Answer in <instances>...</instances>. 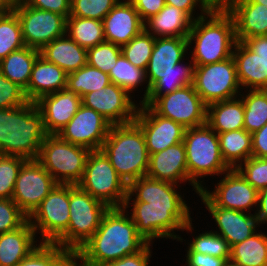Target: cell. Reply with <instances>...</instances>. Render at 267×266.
I'll return each instance as SVG.
<instances>
[{
  "instance_id": "1",
  "label": "cell",
  "mask_w": 267,
  "mask_h": 266,
  "mask_svg": "<svg viewBox=\"0 0 267 266\" xmlns=\"http://www.w3.org/2000/svg\"><path fill=\"white\" fill-rule=\"evenodd\" d=\"M176 186L178 187L177 184L148 176L138 178L128 185L123 208L133 206L130 217L137 232L149 243L155 238L164 237L181 241L183 239L175 234V230H193L190 208L177 192ZM130 200H133L132 204Z\"/></svg>"
},
{
  "instance_id": "2",
  "label": "cell",
  "mask_w": 267,
  "mask_h": 266,
  "mask_svg": "<svg viewBox=\"0 0 267 266\" xmlns=\"http://www.w3.org/2000/svg\"><path fill=\"white\" fill-rule=\"evenodd\" d=\"M125 213L123 207L109 208L92 237L75 253L76 266H100L138 253L149 243Z\"/></svg>"
},
{
  "instance_id": "3",
  "label": "cell",
  "mask_w": 267,
  "mask_h": 266,
  "mask_svg": "<svg viewBox=\"0 0 267 266\" xmlns=\"http://www.w3.org/2000/svg\"><path fill=\"white\" fill-rule=\"evenodd\" d=\"M188 38L157 37L146 68L147 86L139 104L150 105L157 97L193 83L194 63L182 64Z\"/></svg>"
},
{
  "instance_id": "4",
  "label": "cell",
  "mask_w": 267,
  "mask_h": 266,
  "mask_svg": "<svg viewBox=\"0 0 267 266\" xmlns=\"http://www.w3.org/2000/svg\"><path fill=\"white\" fill-rule=\"evenodd\" d=\"M47 135L36 103L0 108V154L35 160Z\"/></svg>"
},
{
  "instance_id": "5",
  "label": "cell",
  "mask_w": 267,
  "mask_h": 266,
  "mask_svg": "<svg viewBox=\"0 0 267 266\" xmlns=\"http://www.w3.org/2000/svg\"><path fill=\"white\" fill-rule=\"evenodd\" d=\"M192 41H195L191 52L194 66L230 58L237 42L233 16L225 8L212 7L193 22L188 35L189 49Z\"/></svg>"
},
{
  "instance_id": "6",
  "label": "cell",
  "mask_w": 267,
  "mask_h": 266,
  "mask_svg": "<svg viewBox=\"0 0 267 266\" xmlns=\"http://www.w3.org/2000/svg\"><path fill=\"white\" fill-rule=\"evenodd\" d=\"M101 150L127 185L146 176L149 153L144 134L134 121L112 125Z\"/></svg>"
},
{
  "instance_id": "7",
  "label": "cell",
  "mask_w": 267,
  "mask_h": 266,
  "mask_svg": "<svg viewBox=\"0 0 267 266\" xmlns=\"http://www.w3.org/2000/svg\"><path fill=\"white\" fill-rule=\"evenodd\" d=\"M183 142L189 183L197 194L204 187L198 178L220 176L231 169L222 158L217 133L207 124L186 129Z\"/></svg>"
},
{
  "instance_id": "8",
  "label": "cell",
  "mask_w": 267,
  "mask_h": 266,
  "mask_svg": "<svg viewBox=\"0 0 267 266\" xmlns=\"http://www.w3.org/2000/svg\"><path fill=\"white\" fill-rule=\"evenodd\" d=\"M109 207L78 185L69 184L68 229L54 242L76 253L98 229Z\"/></svg>"
},
{
  "instance_id": "9",
  "label": "cell",
  "mask_w": 267,
  "mask_h": 266,
  "mask_svg": "<svg viewBox=\"0 0 267 266\" xmlns=\"http://www.w3.org/2000/svg\"><path fill=\"white\" fill-rule=\"evenodd\" d=\"M90 150L48 134L42 143L37 161L58 184L77 185L84 174Z\"/></svg>"
},
{
  "instance_id": "10",
  "label": "cell",
  "mask_w": 267,
  "mask_h": 266,
  "mask_svg": "<svg viewBox=\"0 0 267 266\" xmlns=\"http://www.w3.org/2000/svg\"><path fill=\"white\" fill-rule=\"evenodd\" d=\"M77 185L109 208H122L128 194V185L102 150L90 151L83 177Z\"/></svg>"
},
{
  "instance_id": "11",
  "label": "cell",
  "mask_w": 267,
  "mask_h": 266,
  "mask_svg": "<svg viewBox=\"0 0 267 266\" xmlns=\"http://www.w3.org/2000/svg\"><path fill=\"white\" fill-rule=\"evenodd\" d=\"M192 85L207 106L239 96L241 87L233 56L220 62L195 66Z\"/></svg>"
},
{
  "instance_id": "12",
  "label": "cell",
  "mask_w": 267,
  "mask_h": 266,
  "mask_svg": "<svg viewBox=\"0 0 267 266\" xmlns=\"http://www.w3.org/2000/svg\"><path fill=\"white\" fill-rule=\"evenodd\" d=\"M69 219V184H57L28 217V222L35 233L40 231V242L54 243L68 229Z\"/></svg>"
},
{
  "instance_id": "13",
  "label": "cell",
  "mask_w": 267,
  "mask_h": 266,
  "mask_svg": "<svg viewBox=\"0 0 267 266\" xmlns=\"http://www.w3.org/2000/svg\"><path fill=\"white\" fill-rule=\"evenodd\" d=\"M149 107L156 114L171 119L186 129L206 124L207 105L192 84L157 97Z\"/></svg>"
},
{
  "instance_id": "14",
  "label": "cell",
  "mask_w": 267,
  "mask_h": 266,
  "mask_svg": "<svg viewBox=\"0 0 267 266\" xmlns=\"http://www.w3.org/2000/svg\"><path fill=\"white\" fill-rule=\"evenodd\" d=\"M13 11L17 14L24 43L40 50L66 34V18L63 15L25 5L21 0Z\"/></svg>"
},
{
  "instance_id": "15",
  "label": "cell",
  "mask_w": 267,
  "mask_h": 266,
  "mask_svg": "<svg viewBox=\"0 0 267 266\" xmlns=\"http://www.w3.org/2000/svg\"><path fill=\"white\" fill-rule=\"evenodd\" d=\"M212 192L203 187L198 193L206 207L251 211L258 205V191L235 168L226 172Z\"/></svg>"
},
{
  "instance_id": "16",
  "label": "cell",
  "mask_w": 267,
  "mask_h": 266,
  "mask_svg": "<svg viewBox=\"0 0 267 266\" xmlns=\"http://www.w3.org/2000/svg\"><path fill=\"white\" fill-rule=\"evenodd\" d=\"M57 184L36 159L27 160L19 170L12 200L29 217Z\"/></svg>"
},
{
  "instance_id": "17",
  "label": "cell",
  "mask_w": 267,
  "mask_h": 266,
  "mask_svg": "<svg viewBox=\"0 0 267 266\" xmlns=\"http://www.w3.org/2000/svg\"><path fill=\"white\" fill-rule=\"evenodd\" d=\"M111 126L101 114L82 104L57 135L64 141L83 146L90 151L101 150Z\"/></svg>"
},
{
  "instance_id": "18",
  "label": "cell",
  "mask_w": 267,
  "mask_h": 266,
  "mask_svg": "<svg viewBox=\"0 0 267 266\" xmlns=\"http://www.w3.org/2000/svg\"><path fill=\"white\" fill-rule=\"evenodd\" d=\"M82 104L101 114L112 125L133 122L139 107L123 88L113 83L84 95Z\"/></svg>"
},
{
  "instance_id": "19",
  "label": "cell",
  "mask_w": 267,
  "mask_h": 266,
  "mask_svg": "<svg viewBox=\"0 0 267 266\" xmlns=\"http://www.w3.org/2000/svg\"><path fill=\"white\" fill-rule=\"evenodd\" d=\"M134 122L144 134L149 155L183 142L186 128L156 114L148 105L140 104Z\"/></svg>"
},
{
  "instance_id": "20",
  "label": "cell",
  "mask_w": 267,
  "mask_h": 266,
  "mask_svg": "<svg viewBox=\"0 0 267 266\" xmlns=\"http://www.w3.org/2000/svg\"><path fill=\"white\" fill-rule=\"evenodd\" d=\"M35 103L42 113L46 133L58 134L76 114L82 105V98L68 88H64L41 97Z\"/></svg>"
},
{
  "instance_id": "21",
  "label": "cell",
  "mask_w": 267,
  "mask_h": 266,
  "mask_svg": "<svg viewBox=\"0 0 267 266\" xmlns=\"http://www.w3.org/2000/svg\"><path fill=\"white\" fill-rule=\"evenodd\" d=\"M105 41L122 46L144 30V22L131 1L119 0L103 19Z\"/></svg>"
},
{
  "instance_id": "22",
  "label": "cell",
  "mask_w": 267,
  "mask_h": 266,
  "mask_svg": "<svg viewBox=\"0 0 267 266\" xmlns=\"http://www.w3.org/2000/svg\"><path fill=\"white\" fill-rule=\"evenodd\" d=\"M146 176L177 185L189 182L184 142L150 154Z\"/></svg>"
},
{
  "instance_id": "23",
  "label": "cell",
  "mask_w": 267,
  "mask_h": 266,
  "mask_svg": "<svg viewBox=\"0 0 267 266\" xmlns=\"http://www.w3.org/2000/svg\"><path fill=\"white\" fill-rule=\"evenodd\" d=\"M225 9L233 16L237 41L267 36V6L249 0H232Z\"/></svg>"
},
{
  "instance_id": "24",
  "label": "cell",
  "mask_w": 267,
  "mask_h": 266,
  "mask_svg": "<svg viewBox=\"0 0 267 266\" xmlns=\"http://www.w3.org/2000/svg\"><path fill=\"white\" fill-rule=\"evenodd\" d=\"M216 222L219 231H214L223 237L231 246L251 237L260 226L255 214H245L242 211L224 209L221 207H206Z\"/></svg>"
},
{
  "instance_id": "25",
  "label": "cell",
  "mask_w": 267,
  "mask_h": 266,
  "mask_svg": "<svg viewBox=\"0 0 267 266\" xmlns=\"http://www.w3.org/2000/svg\"><path fill=\"white\" fill-rule=\"evenodd\" d=\"M64 88H67V73L39 55L32 67L28 86L24 90L27 99L35 103L41 97Z\"/></svg>"
},
{
  "instance_id": "26",
  "label": "cell",
  "mask_w": 267,
  "mask_h": 266,
  "mask_svg": "<svg viewBox=\"0 0 267 266\" xmlns=\"http://www.w3.org/2000/svg\"><path fill=\"white\" fill-rule=\"evenodd\" d=\"M193 22L194 20L183 10L166 4L156 15L144 22V30L155 38H188Z\"/></svg>"
},
{
  "instance_id": "27",
  "label": "cell",
  "mask_w": 267,
  "mask_h": 266,
  "mask_svg": "<svg viewBox=\"0 0 267 266\" xmlns=\"http://www.w3.org/2000/svg\"><path fill=\"white\" fill-rule=\"evenodd\" d=\"M40 56L62 68L67 74L87 65V49L79 46L67 34L44 45Z\"/></svg>"
},
{
  "instance_id": "28",
  "label": "cell",
  "mask_w": 267,
  "mask_h": 266,
  "mask_svg": "<svg viewBox=\"0 0 267 266\" xmlns=\"http://www.w3.org/2000/svg\"><path fill=\"white\" fill-rule=\"evenodd\" d=\"M232 56L241 87L250 90L267 89L265 63L258 54L252 52L242 41H237Z\"/></svg>"
},
{
  "instance_id": "29",
  "label": "cell",
  "mask_w": 267,
  "mask_h": 266,
  "mask_svg": "<svg viewBox=\"0 0 267 266\" xmlns=\"http://www.w3.org/2000/svg\"><path fill=\"white\" fill-rule=\"evenodd\" d=\"M28 220L16 230L0 234V266H16L39 244Z\"/></svg>"
},
{
  "instance_id": "30",
  "label": "cell",
  "mask_w": 267,
  "mask_h": 266,
  "mask_svg": "<svg viewBox=\"0 0 267 266\" xmlns=\"http://www.w3.org/2000/svg\"><path fill=\"white\" fill-rule=\"evenodd\" d=\"M237 98L207 106L206 124L217 134L244 129V104L240 96Z\"/></svg>"
},
{
  "instance_id": "31",
  "label": "cell",
  "mask_w": 267,
  "mask_h": 266,
  "mask_svg": "<svg viewBox=\"0 0 267 266\" xmlns=\"http://www.w3.org/2000/svg\"><path fill=\"white\" fill-rule=\"evenodd\" d=\"M39 55L38 49L25 46L20 50L11 52L6 58L2 59L0 61V71L7 79L25 90L30 81L34 62Z\"/></svg>"
},
{
  "instance_id": "32",
  "label": "cell",
  "mask_w": 267,
  "mask_h": 266,
  "mask_svg": "<svg viewBox=\"0 0 267 266\" xmlns=\"http://www.w3.org/2000/svg\"><path fill=\"white\" fill-rule=\"evenodd\" d=\"M217 135L222 158L231 169L237 168L242 162L252 157V136L245 129Z\"/></svg>"
},
{
  "instance_id": "33",
  "label": "cell",
  "mask_w": 267,
  "mask_h": 266,
  "mask_svg": "<svg viewBox=\"0 0 267 266\" xmlns=\"http://www.w3.org/2000/svg\"><path fill=\"white\" fill-rule=\"evenodd\" d=\"M229 260L240 266H267V234L256 232L231 246Z\"/></svg>"
},
{
  "instance_id": "34",
  "label": "cell",
  "mask_w": 267,
  "mask_h": 266,
  "mask_svg": "<svg viewBox=\"0 0 267 266\" xmlns=\"http://www.w3.org/2000/svg\"><path fill=\"white\" fill-rule=\"evenodd\" d=\"M16 266H76L75 253L55 243L40 242Z\"/></svg>"
},
{
  "instance_id": "35",
  "label": "cell",
  "mask_w": 267,
  "mask_h": 266,
  "mask_svg": "<svg viewBox=\"0 0 267 266\" xmlns=\"http://www.w3.org/2000/svg\"><path fill=\"white\" fill-rule=\"evenodd\" d=\"M66 34L79 46L89 49L105 41L103 21L69 16Z\"/></svg>"
},
{
  "instance_id": "36",
  "label": "cell",
  "mask_w": 267,
  "mask_h": 266,
  "mask_svg": "<svg viewBox=\"0 0 267 266\" xmlns=\"http://www.w3.org/2000/svg\"><path fill=\"white\" fill-rule=\"evenodd\" d=\"M247 91L239 95L244 104V129L252 134L267 123V89Z\"/></svg>"
},
{
  "instance_id": "37",
  "label": "cell",
  "mask_w": 267,
  "mask_h": 266,
  "mask_svg": "<svg viewBox=\"0 0 267 266\" xmlns=\"http://www.w3.org/2000/svg\"><path fill=\"white\" fill-rule=\"evenodd\" d=\"M111 83L109 75L88 64L67 74V88L81 98L89 92L97 91Z\"/></svg>"
},
{
  "instance_id": "38",
  "label": "cell",
  "mask_w": 267,
  "mask_h": 266,
  "mask_svg": "<svg viewBox=\"0 0 267 266\" xmlns=\"http://www.w3.org/2000/svg\"><path fill=\"white\" fill-rule=\"evenodd\" d=\"M25 46L17 14L14 11L4 13L0 17V61Z\"/></svg>"
},
{
  "instance_id": "39",
  "label": "cell",
  "mask_w": 267,
  "mask_h": 266,
  "mask_svg": "<svg viewBox=\"0 0 267 266\" xmlns=\"http://www.w3.org/2000/svg\"><path fill=\"white\" fill-rule=\"evenodd\" d=\"M108 75L111 83L123 88L128 94L147 81L146 71L134 66L123 54L119 56Z\"/></svg>"
},
{
  "instance_id": "40",
  "label": "cell",
  "mask_w": 267,
  "mask_h": 266,
  "mask_svg": "<svg viewBox=\"0 0 267 266\" xmlns=\"http://www.w3.org/2000/svg\"><path fill=\"white\" fill-rule=\"evenodd\" d=\"M155 44V37L143 30L127 44L121 46L122 54L134 66L146 70Z\"/></svg>"
},
{
  "instance_id": "41",
  "label": "cell",
  "mask_w": 267,
  "mask_h": 266,
  "mask_svg": "<svg viewBox=\"0 0 267 266\" xmlns=\"http://www.w3.org/2000/svg\"><path fill=\"white\" fill-rule=\"evenodd\" d=\"M187 252L209 254L219 258H230L229 243L214 231L200 233L188 244Z\"/></svg>"
},
{
  "instance_id": "42",
  "label": "cell",
  "mask_w": 267,
  "mask_h": 266,
  "mask_svg": "<svg viewBox=\"0 0 267 266\" xmlns=\"http://www.w3.org/2000/svg\"><path fill=\"white\" fill-rule=\"evenodd\" d=\"M27 159L0 154V199H12L19 170Z\"/></svg>"
},
{
  "instance_id": "43",
  "label": "cell",
  "mask_w": 267,
  "mask_h": 266,
  "mask_svg": "<svg viewBox=\"0 0 267 266\" xmlns=\"http://www.w3.org/2000/svg\"><path fill=\"white\" fill-rule=\"evenodd\" d=\"M121 54V46L104 41L87 49V64L109 74Z\"/></svg>"
},
{
  "instance_id": "44",
  "label": "cell",
  "mask_w": 267,
  "mask_h": 266,
  "mask_svg": "<svg viewBox=\"0 0 267 266\" xmlns=\"http://www.w3.org/2000/svg\"><path fill=\"white\" fill-rule=\"evenodd\" d=\"M119 0H71L70 16L103 21Z\"/></svg>"
},
{
  "instance_id": "45",
  "label": "cell",
  "mask_w": 267,
  "mask_h": 266,
  "mask_svg": "<svg viewBox=\"0 0 267 266\" xmlns=\"http://www.w3.org/2000/svg\"><path fill=\"white\" fill-rule=\"evenodd\" d=\"M236 169L258 192L267 187V158L252 156Z\"/></svg>"
},
{
  "instance_id": "46",
  "label": "cell",
  "mask_w": 267,
  "mask_h": 266,
  "mask_svg": "<svg viewBox=\"0 0 267 266\" xmlns=\"http://www.w3.org/2000/svg\"><path fill=\"white\" fill-rule=\"evenodd\" d=\"M28 217L12 199H0V234L21 227Z\"/></svg>"
},
{
  "instance_id": "47",
  "label": "cell",
  "mask_w": 267,
  "mask_h": 266,
  "mask_svg": "<svg viewBox=\"0 0 267 266\" xmlns=\"http://www.w3.org/2000/svg\"><path fill=\"white\" fill-rule=\"evenodd\" d=\"M25 91L0 71V108L9 109L28 103Z\"/></svg>"
},
{
  "instance_id": "48",
  "label": "cell",
  "mask_w": 267,
  "mask_h": 266,
  "mask_svg": "<svg viewBox=\"0 0 267 266\" xmlns=\"http://www.w3.org/2000/svg\"><path fill=\"white\" fill-rule=\"evenodd\" d=\"M25 5L63 15L66 19L71 13V0H21Z\"/></svg>"
},
{
  "instance_id": "49",
  "label": "cell",
  "mask_w": 267,
  "mask_h": 266,
  "mask_svg": "<svg viewBox=\"0 0 267 266\" xmlns=\"http://www.w3.org/2000/svg\"><path fill=\"white\" fill-rule=\"evenodd\" d=\"M150 244L152 243H148L138 253L124 256L121 259L107 262L100 266H148L150 260L149 258H151Z\"/></svg>"
},
{
  "instance_id": "50",
  "label": "cell",
  "mask_w": 267,
  "mask_h": 266,
  "mask_svg": "<svg viewBox=\"0 0 267 266\" xmlns=\"http://www.w3.org/2000/svg\"><path fill=\"white\" fill-rule=\"evenodd\" d=\"M199 3V4H198ZM165 4L177 7L178 9L183 10L185 13H187L194 21L197 18L203 17L207 12L212 8L210 4L206 0H165ZM200 5L201 8V14H199L198 17H193V12L197 8L196 6Z\"/></svg>"
},
{
  "instance_id": "51",
  "label": "cell",
  "mask_w": 267,
  "mask_h": 266,
  "mask_svg": "<svg viewBox=\"0 0 267 266\" xmlns=\"http://www.w3.org/2000/svg\"><path fill=\"white\" fill-rule=\"evenodd\" d=\"M143 22L156 15L166 5L165 0H131Z\"/></svg>"
},
{
  "instance_id": "52",
  "label": "cell",
  "mask_w": 267,
  "mask_h": 266,
  "mask_svg": "<svg viewBox=\"0 0 267 266\" xmlns=\"http://www.w3.org/2000/svg\"><path fill=\"white\" fill-rule=\"evenodd\" d=\"M229 258L214 257L209 254L187 252V266H223Z\"/></svg>"
},
{
  "instance_id": "53",
  "label": "cell",
  "mask_w": 267,
  "mask_h": 266,
  "mask_svg": "<svg viewBox=\"0 0 267 266\" xmlns=\"http://www.w3.org/2000/svg\"><path fill=\"white\" fill-rule=\"evenodd\" d=\"M252 136V156L267 158V123Z\"/></svg>"
},
{
  "instance_id": "54",
  "label": "cell",
  "mask_w": 267,
  "mask_h": 266,
  "mask_svg": "<svg viewBox=\"0 0 267 266\" xmlns=\"http://www.w3.org/2000/svg\"><path fill=\"white\" fill-rule=\"evenodd\" d=\"M243 43L254 53L258 54L265 63L267 75V36H257L245 39Z\"/></svg>"
},
{
  "instance_id": "55",
  "label": "cell",
  "mask_w": 267,
  "mask_h": 266,
  "mask_svg": "<svg viewBox=\"0 0 267 266\" xmlns=\"http://www.w3.org/2000/svg\"><path fill=\"white\" fill-rule=\"evenodd\" d=\"M257 207V212L255 213V216L258 221V224H267V187L258 192Z\"/></svg>"
},
{
  "instance_id": "56",
  "label": "cell",
  "mask_w": 267,
  "mask_h": 266,
  "mask_svg": "<svg viewBox=\"0 0 267 266\" xmlns=\"http://www.w3.org/2000/svg\"><path fill=\"white\" fill-rule=\"evenodd\" d=\"M18 0H0V11L3 13L11 12L15 8Z\"/></svg>"
},
{
  "instance_id": "57",
  "label": "cell",
  "mask_w": 267,
  "mask_h": 266,
  "mask_svg": "<svg viewBox=\"0 0 267 266\" xmlns=\"http://www.w3.org/2000/svg\"><path fill=\"white\" fill-rule=\"evenodd\" d=\"M211 7L225 8L232 0H206Z\"/></svg>"
},
{
  "instance_id": "58",
  "label": "cell",
  "mask_w": 267,
  "mask_h": 266,
  "mask_svg": "<svg viewBox=\"0 0 267 266\" xmlns=\"http://www.w3.org/2000/svg\"><path fill=\"white\" fill-rule=\"evenodd\" d=\"M223 266H240L235 262H232L231 260H227Z\"/></svg>"
},
{
  "instance_id": "59",
  "label": "cell",
  "mask_w": 267,
  "mask_h": 266,
  "mask_svg": "<svg viewBox=\"0 0 267 266\" xmlns=\"http://www.w3.org/2000/svg\"><path fill=\"white\" fill-rule=\"evenodd\" d=\"M250 2L253 3H258V4H263L267 6V0H249Z\"/></svg>"
}]
</instances>
